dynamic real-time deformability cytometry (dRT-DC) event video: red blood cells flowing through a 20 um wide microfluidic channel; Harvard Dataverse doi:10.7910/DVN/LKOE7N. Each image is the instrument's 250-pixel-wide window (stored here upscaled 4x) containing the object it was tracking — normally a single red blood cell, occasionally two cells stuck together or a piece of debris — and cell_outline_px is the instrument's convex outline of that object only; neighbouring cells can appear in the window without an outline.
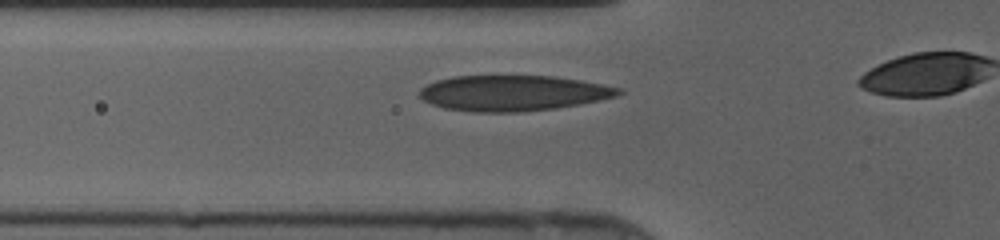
{"species": "human", "species_latin": "Homo sapiens", "temperature_condition": "cold", "stored_images_in_passage": 18, "camera_frame_rate_fps": 3000, "um_per_image_px": 0.085, "donor": {"sex": "female"}, "frame": {"image": 1, "passage_image": 8, "time_ms": 2.333, "image_size_px": [1000, 240], "cell_outline_px": [[624, 92], [616, 96], [600, 100], [580, 104], [556, 108], [516, 112], [476, 112], [444, 108], [432, 104], [424, 100], [420, 96], [420, 88], [436, 80], [452, 76], [552, 76], [580, 80], [620, 88]], "centroid_in_image_um": [43.6, 7.91], "position_along_channel_um": 82.2, "area_um2": 41.1}}
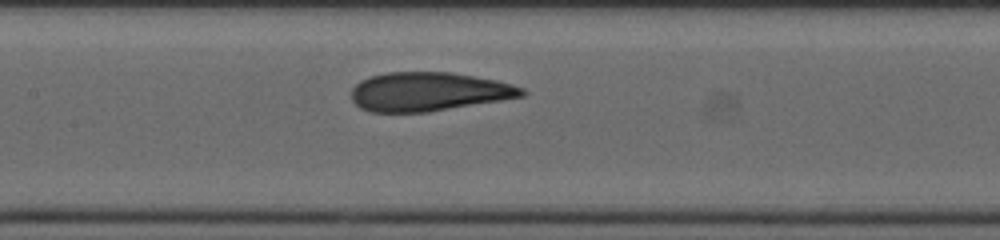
{"frame": {"image": 2, "passage_image": 14, "time_ms": 4.333, "image_size_px": [1000, 240], "cell_outline_px": [[528, 92], [524, 96], [504, 100], [428, 112], [372, 112], [360, 108], [352, 100], [352, 88], [360, 80], [368, 76], [384, 72], [452, 72], [496, 80], [512, 84], [524, 88]], "centroid_in_image_um": [36.45, 7.79], "position_along_channel_um": 171.0, "area_um2": 38.96}}
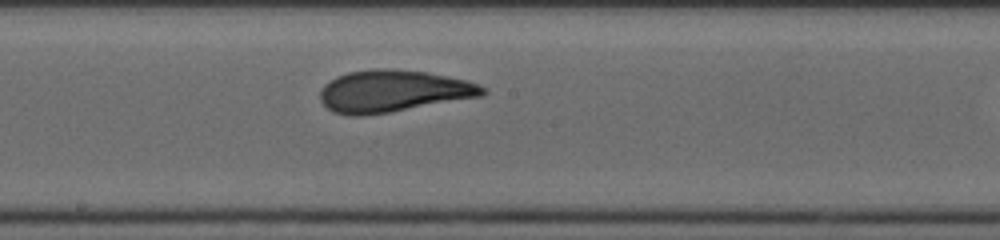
{"frame": {"image": 3, "passage_image": 17, "time_ms": 5.333, "image_size_px": [1000, 240], "cell_outline_px": [[488, 92], [484, 96], [364, 116], [348, 116], [332, 112], [320, 100], [320, 92], [324, 84], [336, 76], [348, 72], [376, 68], [388, 68], [428, 72], [468, 80], [480, 84]], "centroid_in_image_um": [33.42, 7.74], "position_along_channel_um": 214.8, "area_um2": 40.06}}